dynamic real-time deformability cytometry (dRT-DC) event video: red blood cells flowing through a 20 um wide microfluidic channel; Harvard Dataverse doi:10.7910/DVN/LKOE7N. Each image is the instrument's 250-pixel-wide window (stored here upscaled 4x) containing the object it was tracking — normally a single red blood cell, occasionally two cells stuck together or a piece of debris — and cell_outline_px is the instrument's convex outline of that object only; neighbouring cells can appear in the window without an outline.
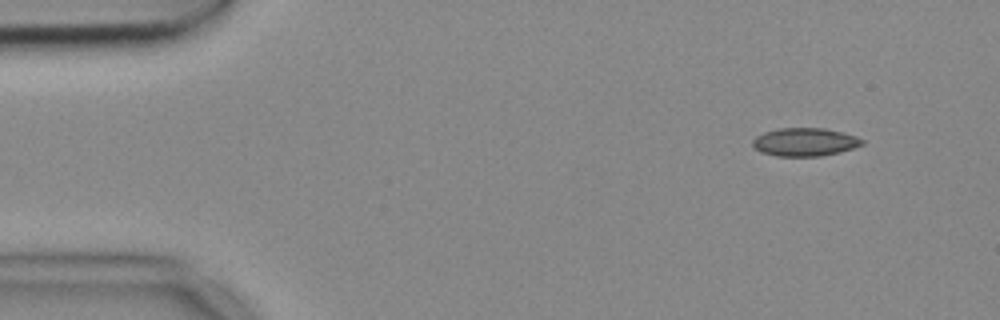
{"species": "common noctule bat (a hibernating species)", "species_latin": "Nyctalus noctula", "temperature_condition": "cold", "stored_images_in_passage": 4, "camera_frame_rate_fps": 3000, "um_per_image_px": 0.085, "animal": {"sex": "female", "body_mass_g": 18.4}, "frame": {"image": 1, "passage_image": 1, "time_ms": 0.0, "image_size_px": [1000, 320], "cell_outline_px": [[864, 144], [840, 152], [820, 156], [776, 156], [760, 152], [752, 144], [752, 140], [756, 136], [764, 132], [780, 128], [824, 128], [844, 132], [856, 136], [864, 140]], "centroid_in_image_um": [68.41, 12.07], "position_along_channel_um": 16.6, "area_um2": 18.03}}
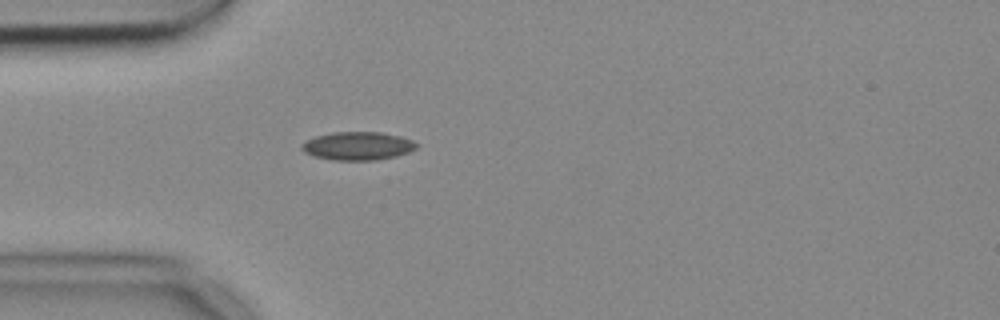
{"frame": {"image": 2, "passage_image": 4, "time_ms": 1.0, "image_size_px": [1000, 320], "cell_outline_px": [[420, 144], [416, 148], [408, 152], [396, 156], [376, 160], [336, 160], [316, 156], [304, 152], [300, 148], [300, 144], [316, 136], [332, 132], [380, 132], [400, 136], [412, 140]], "centroid_in_image_um": [30.43, 12.4], "position_along_channel_um": 54.6, "area_um2": 18.84}}